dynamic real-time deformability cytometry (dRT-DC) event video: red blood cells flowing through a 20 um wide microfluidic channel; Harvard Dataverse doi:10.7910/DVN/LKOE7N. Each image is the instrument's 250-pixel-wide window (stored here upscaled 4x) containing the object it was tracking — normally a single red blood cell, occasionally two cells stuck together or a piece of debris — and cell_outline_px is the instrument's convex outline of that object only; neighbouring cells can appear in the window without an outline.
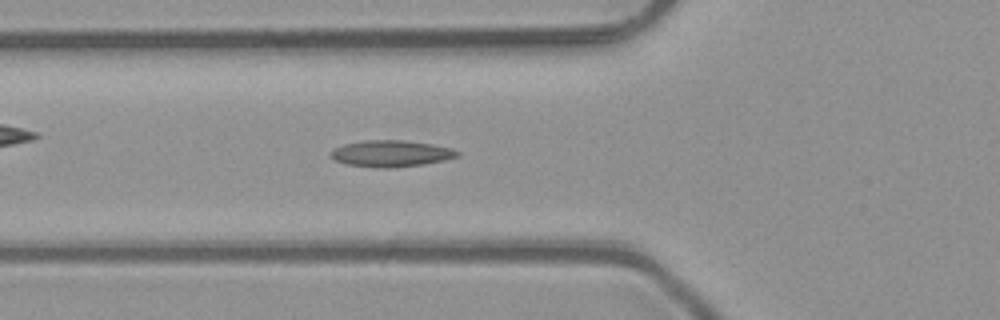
{"species": "common noctule bat (a hibernating species)", "species_latin": "Nyctalus noctula", "temperature_condition": "room temperature", "stored_images_in_passage": 50, "camera_frame_rate_fps": 3000, "um_per_image_px": 0.085, "animal": {"sex": "male", "body_mass_g": 23.1, "forearm_length_mm": 52.7}, "frame": {"image": 1, "passage_image": 18, "time_ms": 5.667, "image_size_px": [1000, 320], "cell_outline_px": [[460, 156], [444, 160], [424, 164], [388, 168], [376, 168], [344, 164], [332, 160], [328, 156], [328, 152], [344, 144], [364, 140], [400, 140], [432, 144], [452, 148], [460, 152]], "centroid_in_image_um": [33.19, 13.06], "position_along_channel_um": 92.6, "area_um2": 19.77}}
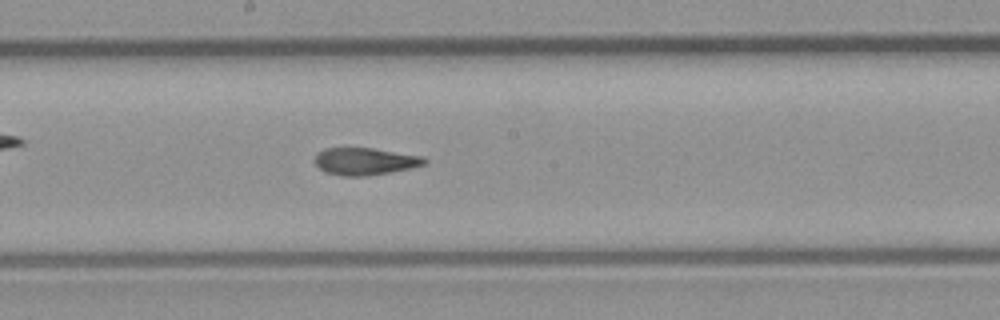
{"frame": {"image": 2, "passage_image": 27, "time_ms": 8.667, "image_size_px": [1000, 320], "cell_outline_px": [[428, 160], [424, 164], [408, 168], [368, 176], [344, 176], [324, 172], [312, 160], [316, 152], [324, 148], [372, 148], [424, 156]], "centroid_in_image_um": [30.96, 13.7], "position_along_channel_um": 217.2, "area_um2": 17.46}}
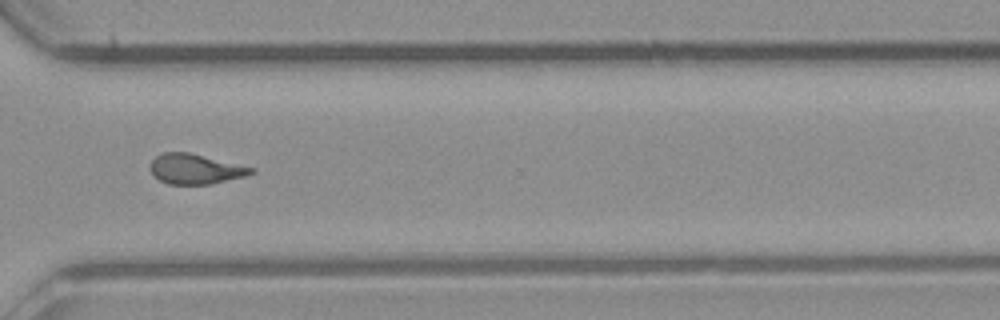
{"frame": {"image": 3, "passage_image": 37, "time_ms": 12.0, "image_size_px": [1000, 320], "cell_outline_px": [[256, 172], [244, 176], [208, 184], [168, 184], [152, 176], [148, 168], [152, 160], [156, 156], [164, 152], [188, 152], [256, 168]], "centroid_in_image_um": [16.56, 14.36], "position_along_channel_um": 354.0, "area_um2": 17.69}, "authors_computed_cell_mechanics": {"area_um2": 18.3226, "velocity_mm_per_s": 4.1249, "shape_relaxation_time_tau1_ms": null, "shape_relaxation_time_tau2_ms": 2.2768, "deformation_change_tau1": null, "deformation_change_tau2": 0.1048}}